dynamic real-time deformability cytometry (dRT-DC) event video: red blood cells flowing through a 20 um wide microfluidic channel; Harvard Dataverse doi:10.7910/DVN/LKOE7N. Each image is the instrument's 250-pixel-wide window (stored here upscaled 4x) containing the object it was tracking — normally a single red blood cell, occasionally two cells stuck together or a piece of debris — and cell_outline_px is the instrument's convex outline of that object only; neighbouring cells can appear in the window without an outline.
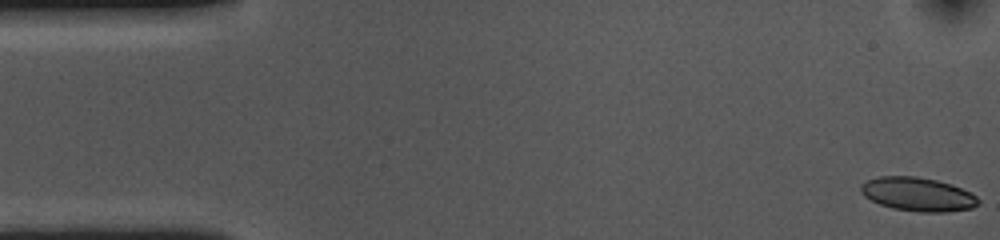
{"species": "common noctule bat (a hibernating species)", "species_latin": "Nyctalus noctula", "temperature_condition": "cold", "stored_images_in_passage": 54, "camera_frame_rate_fps": 3000, "um_per_image_px": 0.085, "animal": {"sex": "female", "body_mass_g": 10.0, "forearm_length_mm": 53.1}, "frame": {"image": 1, "passage_image": 1, "time_ms": 0.0, "image_size_px": [1000, 240], "cell_outline_px": [[980, 204], [972, 208], [948, 212], [920, 212], [892, 208], [880, 204], [864, 196], [860, 192], [860, 184], [868, 180], [880, 176], [916, 176], [936, 180], [952, 184], [976, 196], [980, 200]], "centroid_in_image_um": [78.01, 16.52], "position_along_channel_um": 7.0, "area_um2": 23.12}}
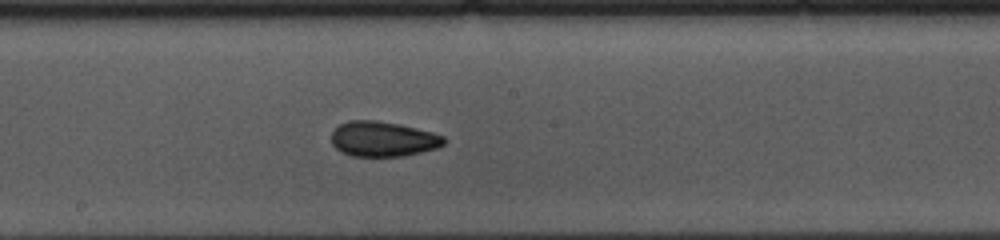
{"frame": {"image": 2, "passage_image": 28, "time_ms": 9.0, "image_size_px": [1000, 240], "cell_outline_px": [[448, 140], [444, 144], [436, 148], [404, 156], [352, 156], [340, 152], [332, 144], [332, 132], [340, 124], [348, 120], [376, 120], [400, 124], [432, 132], [444, 136]], "centroid_in_image_um": [32.55, 11.81], "position_along_channel_um": 215.6, "area_um2": 23.12}}
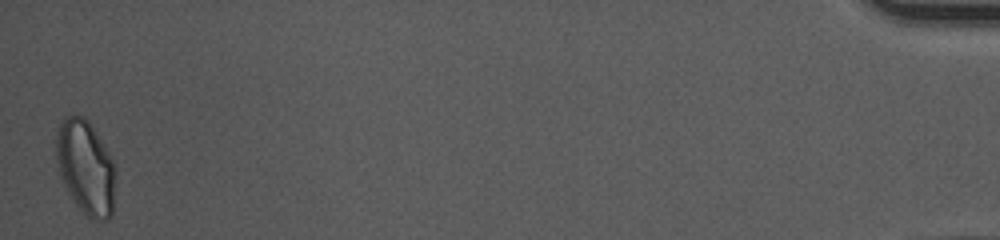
{"frame": {"image": 3, "passage_image": 54, "time_ms": 17.667, "image_size_px": [1000, 240], "cell_outline_px": [[116, 172], [112, 216], [108, 220], [104, 220], [88, 216], [76, 204], [68, 192], [64, 184], [60, 172], [56, 156], [56, 136], [60, 124], [64, 116], [84, 116], [88, 120], [96, 132], [108, 152], [112, 160]], "centroid_in_image_um": [7.3, 14.21], "position_along_channel_um": 427.9, "area_um2": 32.14}, "authors_computed_cell_mechanics": {"area_um2": 23.2356, "velocity_mm_per_s": 3.5882, "shape_relaxation_time_tau1_ms": 3.1146, "shape_relaxation_time_tau2_ms": 1.8424, "deformation_change_tau1": 0.1106, "deformation_change_tau2": 0.0755}}